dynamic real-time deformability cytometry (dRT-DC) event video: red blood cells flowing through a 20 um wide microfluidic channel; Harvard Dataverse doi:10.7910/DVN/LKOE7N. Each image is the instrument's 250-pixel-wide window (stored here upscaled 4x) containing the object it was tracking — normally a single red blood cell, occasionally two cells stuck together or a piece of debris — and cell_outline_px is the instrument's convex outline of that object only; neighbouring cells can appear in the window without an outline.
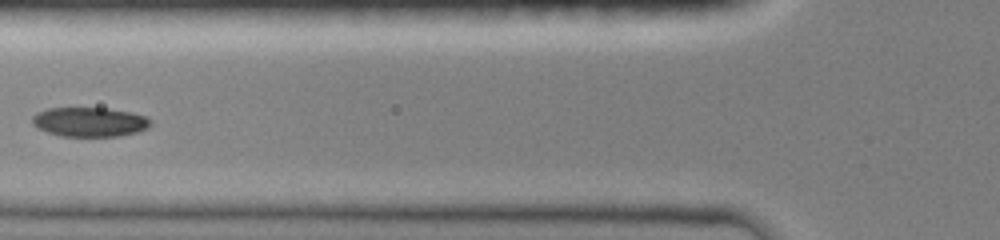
{"species": "common noctule bat (a hibernating species)", "species_latin": "Nyctalus noctula", "temperature_condition": "room temperature", "stored_images_in_passage": 27, "camera_frame_rate_fps": 3000, "um_per_image_px": 0.085, "animal": {"sex": "female", "body_mass_g": 19.0, "forearm_length_mm": 51.5}, "frame": {"image": 1, "passage_image": 12, "time_ms": 5.667, "image_size_px": [1000, 240], "cell_outline_px": [[152, 124], [148, 128], [136, 132], [120, 136], [60, 136], [36, 128], [32, 124], [32, 116], [36, 112], [48, 108], [108, 108], [132, 112], [144, 116]], "centroid_in_image_um": [7.58, 10.36], "position_along_channel_um": 118.2, "area_um2": 20.35}}
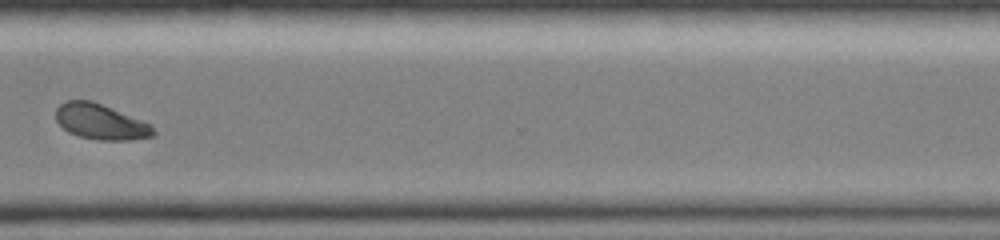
{"frame": {"image": 2, "passage_image": 23, "time_ms": 11.667, "image_size_px": [1000, 240], "cell_outline_px": [[156, 136], [128, 140], [96, 140], [80, 136], [68, 132], [56, 120], [56, 108], [60, 104], [68, 100], [92, 100], [152, 124], [156, 132]], "centroid_in_image_um": [8.59, 10.35], "position_along_channel_um": 362.0, "area_um2": 20.23}, "authors_computed_cell_mechanics": {"area_um2": 21.7906, "velocity_mm_per_s": 4.0586, "shape_relaxation_time_tau1_ms": 4.7531, "shape_relaxation_time_tau2_ms": 4.5137, "deformation_change_tau1": 0.1524, "deformation_change_tau2": 0.0638}}